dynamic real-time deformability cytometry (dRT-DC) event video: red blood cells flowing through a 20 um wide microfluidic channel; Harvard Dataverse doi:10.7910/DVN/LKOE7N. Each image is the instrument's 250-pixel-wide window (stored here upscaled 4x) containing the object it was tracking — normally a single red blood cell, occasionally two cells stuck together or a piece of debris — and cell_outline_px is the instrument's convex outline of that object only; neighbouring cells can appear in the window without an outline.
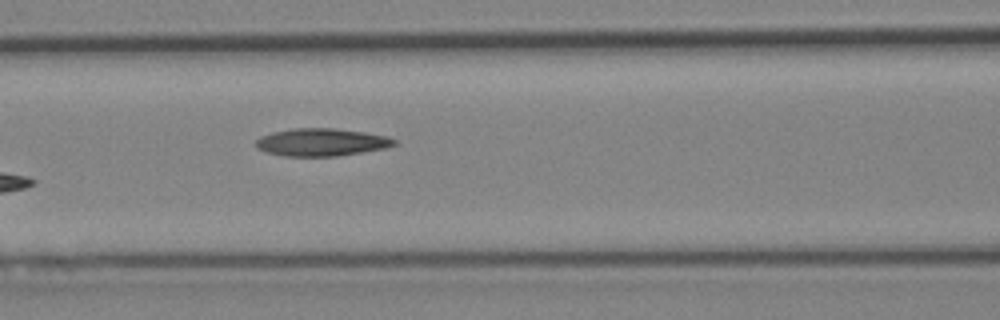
{"species": "Egyptian fruit bat (a non-hibernating species)", "species_latin": "Rousettus aegyptiacus", "temperature_condition": "cold", "stored_images_in_passage": 5, "camera_frame_rate_fps": 3000, "um_per_image_px": 0.085, "animal": {"sex": "female"}, "frame": {"image": 1, "passage_image": 5, "time_ms": 4.667, "image_size_px": [1000, 320], "cell_outline_px": [[396, 144], [384, 148], [336, 156], [284, 156], [268, 152], [256, 148], [256, 140], [260, 136], [272, 132], [292, 128], [336, 128], [364, 132], [388, 136], [396, 140]], "centroid_in_image_um": [27.3, 12.08], "position_along_channel_um": 139.3, "area_um2": 22.2}}